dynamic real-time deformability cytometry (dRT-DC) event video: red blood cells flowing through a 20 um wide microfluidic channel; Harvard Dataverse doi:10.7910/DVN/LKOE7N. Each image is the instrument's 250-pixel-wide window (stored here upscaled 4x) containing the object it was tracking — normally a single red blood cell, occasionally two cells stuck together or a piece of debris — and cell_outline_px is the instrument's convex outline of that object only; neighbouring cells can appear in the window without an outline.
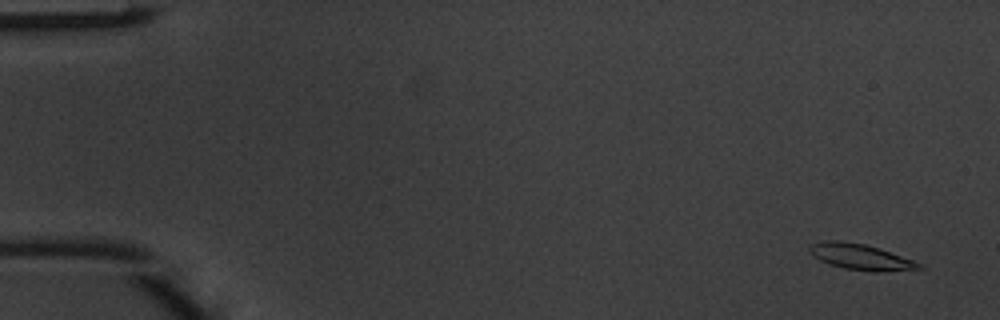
{"species": "common noctule bat (a hibernating species)", "species_latin": "Nyctalus noctula", "temperature_condition": "warm", "stored_images_in_passage": 50, "camera_frame_rate_fps": 3000, "um_per_image_px": 0.085, "animal": {"sex": "male", "body_mass_g": 20.1, "forearm_length_mm": 53.5}, "frame": {"image": 1, "passage_image": 3, "time_ms": 0.667, "image_size_px": [1000, 320], "cell_outline_px": [[924, 268], [880, 272], [876, 272], [844, 268], [820, 260], [812, 256], [808, 252], [808, 248], [812, 244], [824, 240], [840, 240], [864, 244], [880, 248], [924, 264]], "centroid_in_image_um": [73.16, 21.83], "position_along_channel_um": 11.8, "area_um2": 16.53}}
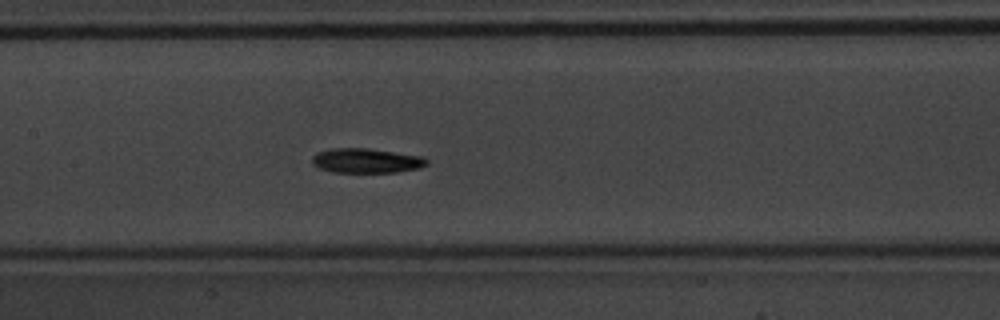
{"frame": {"image": 2, "passage_image": 25, "time_ms": 8.0, "image_size_px": [1000, 320], "cell_outline_px": [[428, 164], [420, 168], [396, 172], [332, 172], [320, 168], [312, 164], [312, 156], [316, 152], [332, 148], [368, 148], [424, 156], [428, 160]], "centroid_in_image_um": [31.15, 13.65], "position_along_channel_um": 176.3, "area_um2": 16.59}}
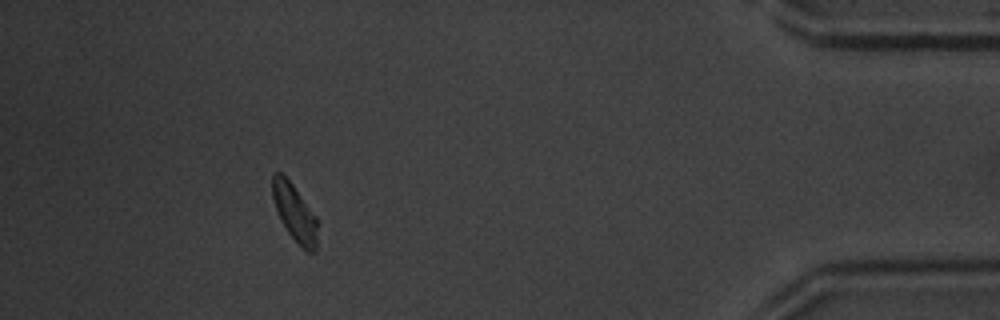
{"frame": {"image": 3, "passage_image": 46, "time_ms": 15.0, "image_size_px": [1000, 320], "cell_outline_px": [[316, 252], [308, 252], [288, 232], [280, 220], [272, 196], [272, 176], [276, 172], [280, 172], [292, 184], [316, 216]], "centroid_in_image_um": [25.02, 18.06], "position_along_channel_um": 410.2, "area_um2": 14.51}, "authors_computed_cell_mechanics": {"area_um2": 16.0106, "velocity_mm_per_s": 4.095, "shape_relaxation_time_tau1_ms": 2.1372, "shape_relaxation_time_tau2_ms": null, "deformation_change_tau1": 0.1251, "deformation_change_tau2": null}}